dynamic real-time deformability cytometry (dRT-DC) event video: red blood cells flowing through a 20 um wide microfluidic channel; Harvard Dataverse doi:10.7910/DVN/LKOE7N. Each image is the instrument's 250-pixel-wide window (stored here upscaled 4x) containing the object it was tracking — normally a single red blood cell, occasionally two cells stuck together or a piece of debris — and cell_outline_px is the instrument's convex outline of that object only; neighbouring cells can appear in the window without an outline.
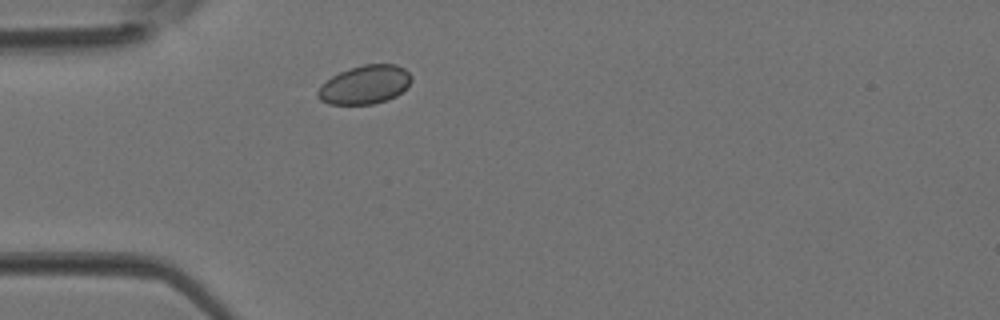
{"species": "Egyptian fruit bat (a non-hibernating species)", "species_latin": "Rousettus aegyptiacus", "temperature_condition": "room temperature", "stored_images_in_passage": 1, "camera_frame_rate_fps": 3000, "um_per_image_px": 0.085, "animal": {"sex": "female"}, "frame": {"image": 1, "passage_image": 1, "time_ms": 0.0, "image_size_px": [1000, 320], "cell_outline_px": [[412, 80], [396, 96], [388, 100], [372, 104], [328, 104], [320, 100], [316, 96], [316, 92], [320, 84], [332, 76], [348, 68], [364, 64], [396, 64], [404, 68], [412, 76]], "centroid_in_image_um": [30.97, 7.2], "position_along_channel_um": 54.0, "area_um2": 21.21}}